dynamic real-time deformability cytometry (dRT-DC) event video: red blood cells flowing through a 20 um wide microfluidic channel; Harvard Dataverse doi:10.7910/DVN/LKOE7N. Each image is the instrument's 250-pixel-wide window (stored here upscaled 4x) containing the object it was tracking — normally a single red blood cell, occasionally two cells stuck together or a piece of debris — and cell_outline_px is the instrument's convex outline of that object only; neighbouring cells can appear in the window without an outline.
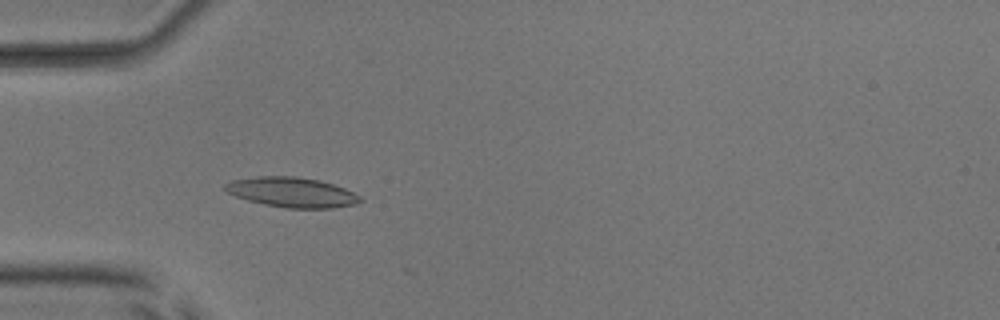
{"species": "common noctule bat (a hibernating species)", "species_latin": "Nyctalus noctula", "temperature_condition": "room temperature", "stored_images_in_passage": 10, "camera_frame_rate_fps": 3000, "um_per_image_px": 0.085, "animal": {"sex": "male", "body_mass_g": 17.9, "forearm_length_mm": 54.2}, "frame": {"image": 1, "passage_image": 6, "time_ms": 1.667, "image_size_px": [1000, 320], "cell_outline_px": [[364, 200], [356, 204], [332, 208], [288, 208], [264, 204], [248, 200], [236, 196], [228, 192], [224, 188], [224, 184], [232, 180], [256, 176], [296, 176], [320, 180], [344, 188], [360, 196]], "centroid_in_image_um": [24.82, 16.34], "position_along_channel_um": 60.2, "area_um2": 23.52}}
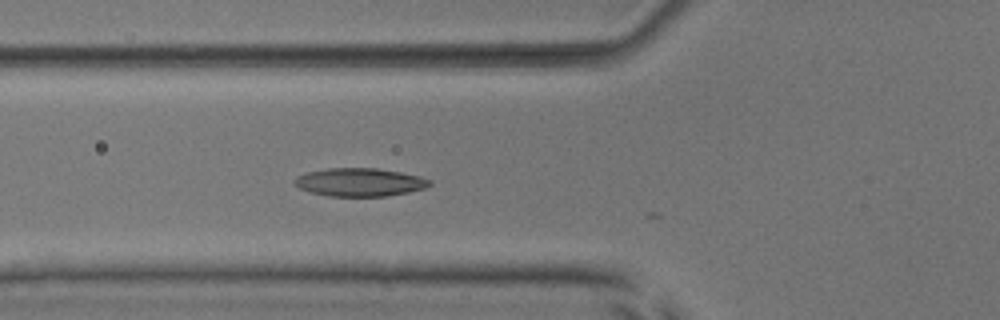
{"frame": {"image": 2, "passage_image": 9, "time_ms": 2.667, "image_size_px": [1000, 320], "cell_outline_px": [[432, 184], [424, 188], [408, 192], [388, 196], [328, 196], [312, 192], [300, 188], [292, 184], [292, 180], [296, 176], [308, 172], [328, 168], [376, 168], [400, 172], [420, 176], [432, 180]], "centroid_in_image_um": [30.57, 15.48], "position_along_channel_um": 95.2, "area_um2": 22.25}}